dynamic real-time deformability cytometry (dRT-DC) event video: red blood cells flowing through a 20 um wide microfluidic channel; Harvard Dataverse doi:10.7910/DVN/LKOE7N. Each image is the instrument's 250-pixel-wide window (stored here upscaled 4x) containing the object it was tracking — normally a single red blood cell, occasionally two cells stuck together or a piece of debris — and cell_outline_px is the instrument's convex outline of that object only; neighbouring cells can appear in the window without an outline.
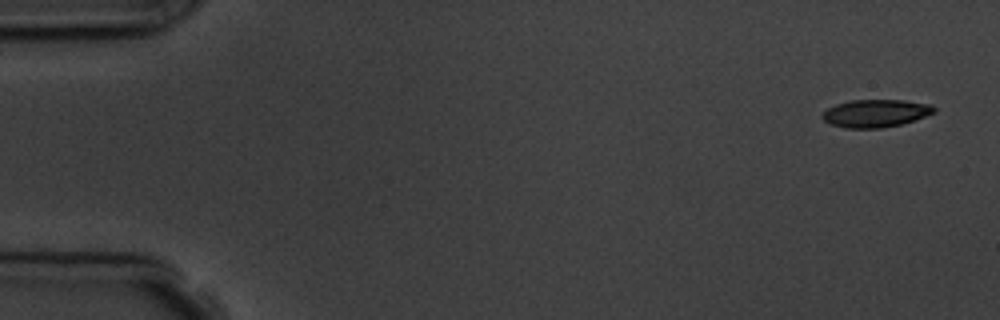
{"species": "common noctule bat (a hibernating species)", "species_latin": "Nyctalus noctula", "temperature_condition": "room temperature", "stored_images_in_passage": 5, "camera_frame_rate_fps": 3000, "um_per_image_px": 0.085, "animal": {"sex": "male", "body_mass_g": 19.5, "forearm_length_mm": 54.6}, "frame": {"image": 1, "passage_image": 1, "time_ms": 0.0, "image_size_px": [1000, 320], "cell_outline_px": [[936, 112], [900, 124], [880, 128], [844, 128], [832, 124], [824, 120], [820, 116], [828, 108], [836, 104], [852, 100], [904, 100], [928, 104], [936, 108]], "centroid_in_image_um": [74.4, 9.62], "position_along_channel_um": 10.6, "area_um2": 17.8}}
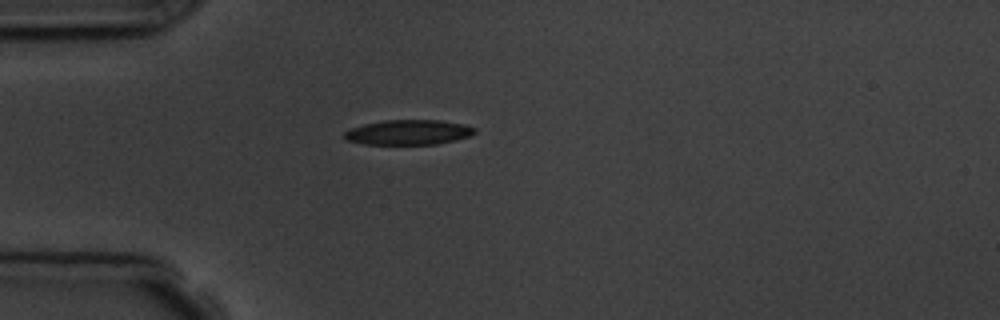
{"frame": {"image": 2, "passage_image": 4, "time_ms": 4.333, "image_size_px": [1000, 320], "cell_outline_px": [[476, 132], [468, 136], [456, 140], [436, 144], [364, 144], [348, 140], [344, 136], [344, 132], [352, 128], [364, 124], [384, 120], [440, 120], [464, 124], [476, 128]], "centroid_in_image_um": [34.75, 11.24], "position_along_channel_um": 50.3, "area_um2": 18.84}}